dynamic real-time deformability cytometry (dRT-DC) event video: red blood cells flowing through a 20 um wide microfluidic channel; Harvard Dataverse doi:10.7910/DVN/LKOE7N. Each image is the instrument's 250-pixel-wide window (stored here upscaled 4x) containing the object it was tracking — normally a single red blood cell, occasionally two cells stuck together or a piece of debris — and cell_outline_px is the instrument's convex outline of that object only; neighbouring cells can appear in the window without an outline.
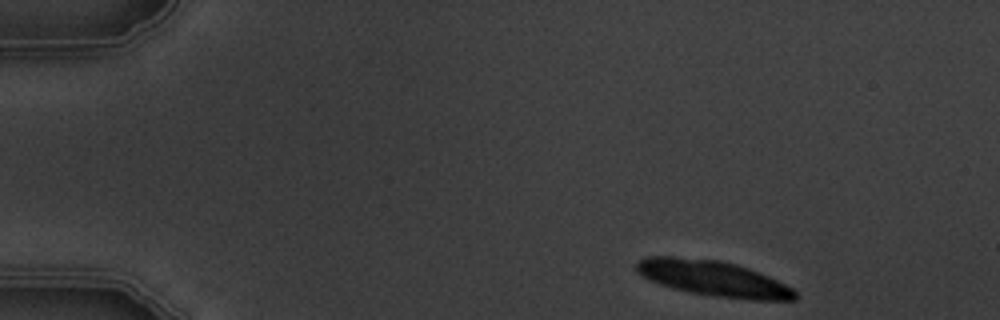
{"species": "common noctule bat (a hibernating species)", "species_latin": "Nyctalus noctula", "temperature_condition": "warm", "stored_images_in_passage": 4, "camera_frame_rate_fps": 3000, "um_per_image_px": 0.085, "animal": {"sex": "male", "body_mass_g": 19.5, "forearm_length_mm": 54.6}, "frame": {"image": 1, "passage_image": 1, "time_ms": 0.0, "image_size_px": [1000, 320], "cell_outline_px": [[796, 300], [752, 300], [716, 296], [688, 292], [672, 288], [648, 280], [636, 272], [636, 260], [644, 256], [672, 256], [720, 260], [736, 264], [760, 272], [792, 288], [796, 292]], "centroid_in_image_um": [60.57, 23.65], "position_along_channel_um": 24.4, "area_um2": 33.0}}